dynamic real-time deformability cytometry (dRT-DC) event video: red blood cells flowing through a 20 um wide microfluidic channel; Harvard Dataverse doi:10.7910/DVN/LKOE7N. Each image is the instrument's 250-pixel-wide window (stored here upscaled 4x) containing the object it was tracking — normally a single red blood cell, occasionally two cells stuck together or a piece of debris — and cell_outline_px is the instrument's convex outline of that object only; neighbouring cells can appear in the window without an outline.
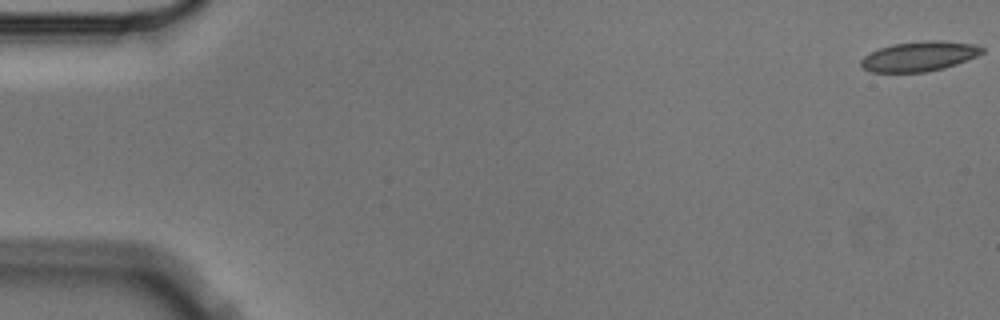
{"species": "Egyptian fruit bat (a non-hibernating species)", "species_latin": "Rousettus aegyptiacus", "temperature_condition": "cold", "stored_images_in_passage": 7, "camera_frame_rate_fps": 3000, "um_per_image_px": 0.085, "animal": {"sex": "male"}, "frame": {"image": 1, "passage_image": 1, "time_ms": 0.0, "image_size_px": [1000, 320], "cell_outline_px": [[984, 52], [976, 56], [956, 64], [944, 68], [924, 72], [872, 72], [864, 68], [860, 64], [860, 60], [864, 56], [880, 48], [892, 44], [924, 40], [940, 40], [972, 44], [984, 48]], "centroid_in_image_um": [78.13, 4.78], "position_along_channel_um": 6.9, "area_um2": 20.92}}
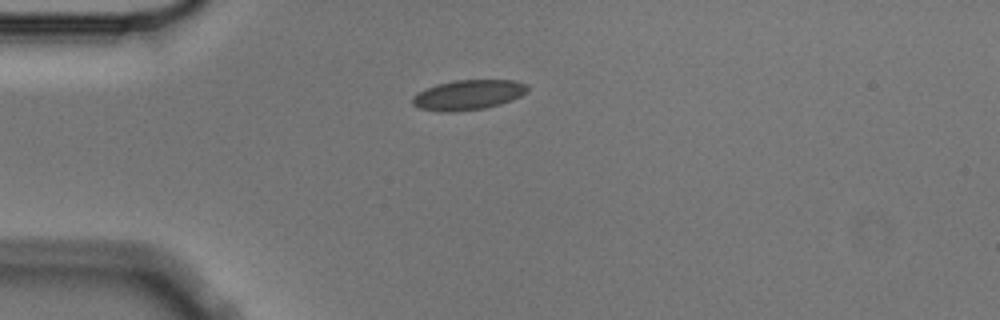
{"frame": {"image": 2, "passage_image": 7, "time_ms": 2.0, "image_size_px": [1000, 320], "cell_outline_px": [[528, 92], [512, 100], [500, 104], [484, 108], [452, 112], [440, 112], [420, 108], [412, 104], [412, 96], [416, 92], [436, 84], [456, 80], [516, 80], [528, 84]], "centroid_in_image_um": [39.79, 8.06], "position_along_channel_um": 45.2, "area_um2": 20.29}}